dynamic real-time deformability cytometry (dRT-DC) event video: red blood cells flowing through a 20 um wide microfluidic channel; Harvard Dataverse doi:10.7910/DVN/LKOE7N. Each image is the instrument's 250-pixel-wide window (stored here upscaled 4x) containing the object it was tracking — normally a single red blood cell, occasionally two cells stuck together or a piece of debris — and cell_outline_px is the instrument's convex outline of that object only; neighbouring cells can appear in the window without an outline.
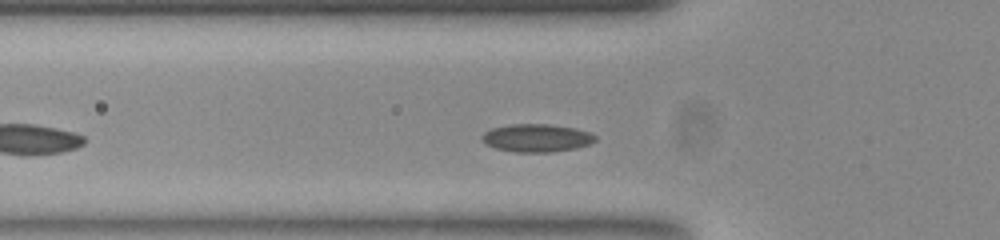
{"species": "common noctule bat (a hibernating species)", "species_latin": "Nyctalus noctula", "temperature_condition": "room temperature", "stored_images_in_passage": 32, "camera_frame_rate_fps": 3000, "um_per_image_px": 0.085, "animal": {"sex": "female", "body_mass_g": 23.0, "forearm_length_mm": 53.4}, "frame": {"image": 1, "passage_image": 9, "time_ms": 2.667, "image_size_px": [1000, 240], "cell_outline_px": [[596, 140], [588, 144], [576, 148], [552, 152], [516, 152], [496, 148], [480, 140], [480, 136], [484, 132], [492, 128], [508, 124], [548, 124], [576, 128], [588, 132], [596, 136]], "centroid_in_image_um": [45.59, 11.72], "position_along_channel_um": 80.2, "area_um2": 18.44}}
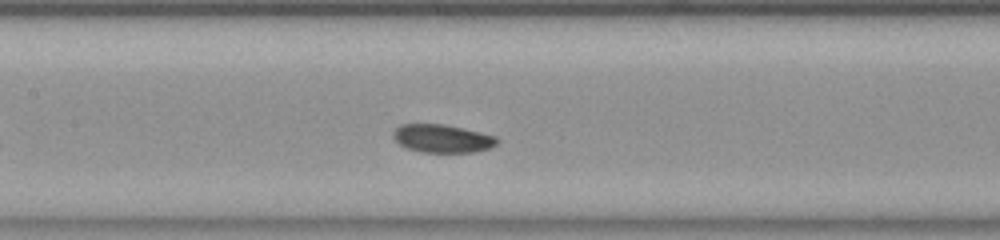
{"frame": {"image": 2, "passage_image": 16, "time_ms": 5.0, "image_size_px": [1000, 240], "cell_outline_px": [[500, 140], [492, 148], [472, 152], [420, 152], [408, 148], [400, 144], [392, 136], [392, 132], [400, 124], [444, 124], [480, 132], [496, 136]], "centroid_in_image_um": [37.61, 11.77], "position_along_channel_um": 169.8, "area_um2": 17.05}}
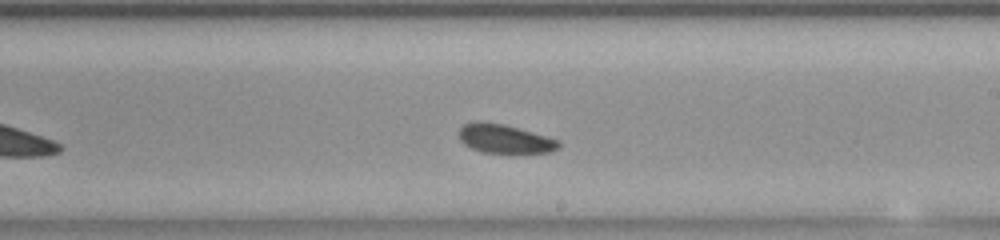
{"frame": {"image": 3, "passage_image": 22, "time_ms": 7.0, "image_size_px": [1000, 240], "cell_outline_px": [[560, 148], [548, 152], [484, 152], [472, 148], [464, 144], [460, 140], [460, 128], [464, 124], [476, 120], [480, 120], [504, 124], [560, 140]], "centroid_in_image_um": [42.89, 11.77], "position_along_channel_um": 246.1, "area_um2": 16.59}, "authors_computed_cell_mechanics": {"area_um2": 17.4267, "velocity_mm_per_s": 3.8277, "shape_relaxation_time_tau1_ms": null, "shape_relaxation_time_tau2_ms": 6.844, "deformation_change_tau1": null, "deformation_change_tau2": 0.1387}}